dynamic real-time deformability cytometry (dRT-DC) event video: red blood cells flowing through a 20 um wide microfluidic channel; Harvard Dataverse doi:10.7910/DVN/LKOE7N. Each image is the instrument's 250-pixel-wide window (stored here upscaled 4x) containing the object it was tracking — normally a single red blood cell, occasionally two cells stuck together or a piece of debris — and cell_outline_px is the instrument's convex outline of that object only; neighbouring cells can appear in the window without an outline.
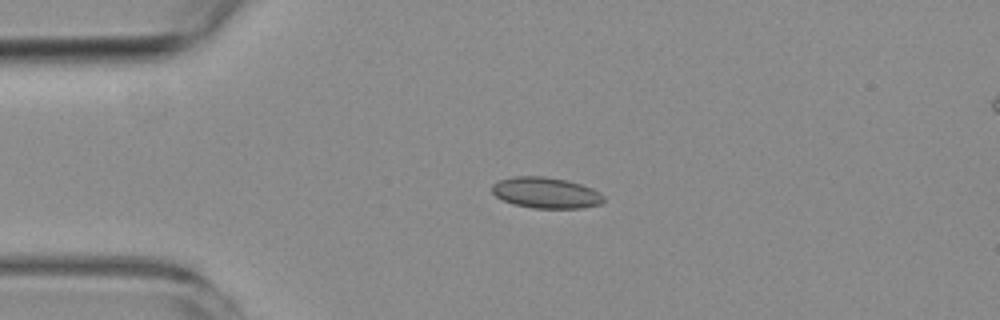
{"species": "common noctule bat (a hibernating species)", "species_latin": "Nyctalus noctula", "temperature_condition": "room temperature", "stored_images_in_passage": 5, "camera_frame_rate_fps": 3000, "um_per_image_px": 0.085, "animal": {"sex": "female", "body_mass_g": 19.3, "forearm_length_mm": 54.1}, "frame": {"image": 1, "passage_image": 3, "time_ms": 3.333, "image_size_px": [1000, 320], "cell_outline_px": [[604, 204], [584, 208], [532, 208], [512, 204], [496, 196], [492, 192], [492, 184], [500, 180], [516, 176], [544, 176], [568, 180], [592, 188], [600, 192], [604, 196]], "centroid_in_image_um": [46.44, 16.39], "position_along_channel_um": 38.6, "area_um2": 20.35}}